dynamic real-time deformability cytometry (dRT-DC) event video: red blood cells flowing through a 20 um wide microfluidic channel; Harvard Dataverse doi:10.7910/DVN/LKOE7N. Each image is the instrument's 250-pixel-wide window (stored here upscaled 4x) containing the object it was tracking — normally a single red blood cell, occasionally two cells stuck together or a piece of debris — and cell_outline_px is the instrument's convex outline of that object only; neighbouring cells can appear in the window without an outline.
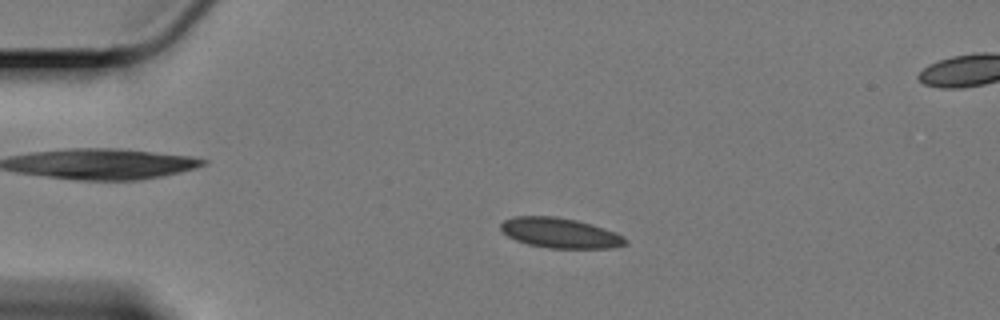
{"species": "Egyptian fruit bat (a non-hibernating species)", "species_latin": "Rousettus aegyptiacus", "temperature_condition": "cold", "stored_images_in_passage": 55, "camera_frame_rate_fps": 3000, "um_per_image_px": 0.085, "animal": {"sex": "female"}, "frame": {"image": 1, "passage_image": 13, "time_ms": 4.0, "image_size_px": [1000, 320], "cell_outline_px": [[628, 244], [608, 248], [548, 248], [528, 244], [516, 240], [508, 236], [500, 228], [500, 224], [504, 220], [516, 216], [556, 216], [576, 220], [592, 224], [616, 232], [628, 240]], "centroid_in_image_um": [47.62, 19.8], "position_along_channel_um": 37.4, "area_um2": 21.85}}
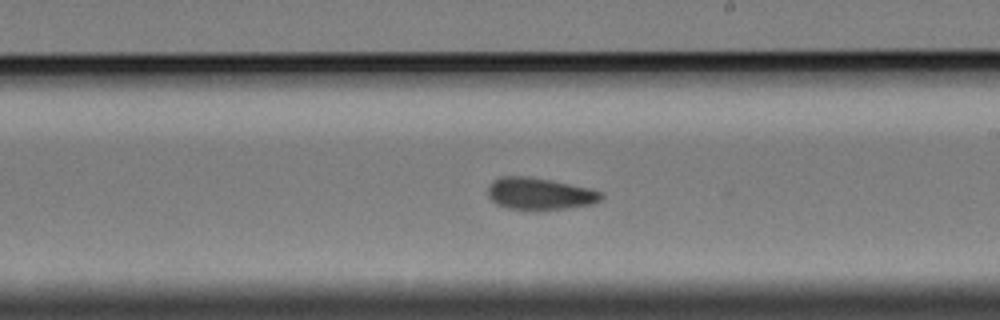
{"frame": {"image": 2, "passage_image": 35, "time_ms": 11.333, "image_size_px": [1000, 320], "cell_outline_px": [[604, 196], [600, 200], [592, 204], [568, 208], [540, 212], [532, 212], [508, 208], [496, 204], [488, 196], [488, 184], [492, 180], [500, 176], [528, 176], [552, 180], [588, 188], [600, 192]], "centroid_in_image_um": [45.82, 16.49], "position_along_channel_um": 243.2, "area_um2": 21.73}}
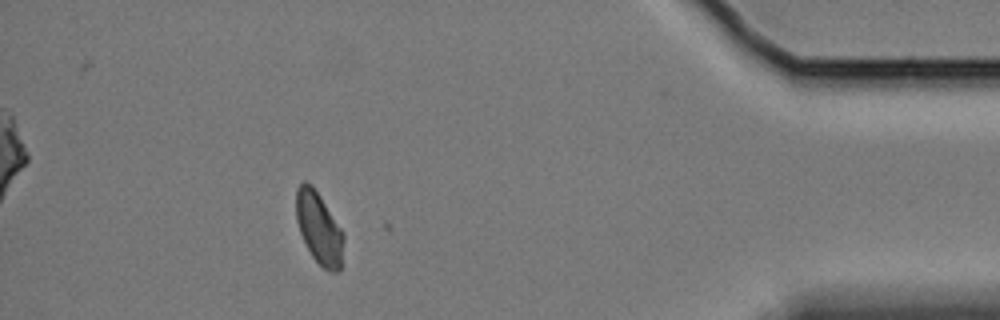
{"frame": {"image": 3, "passage_image": 54, "time_ms": 17.667, "image_size_px": [1000, 320], "cell_outline_px": [[344, 240], [340, 268], [336, 272], [328, 272], [312, 256], [300, 232], [296, 220], [296, 188], [304, 180], [312, 184], [344, 232]], "centroid_in_image_um": [27.11, 19.36], "position_along_channel_um": 408.1, "area_um2": 19.83}, "authors_computed_cell_mechanics": {"area_um2": 20.8658, "velocity_mm_per_s": 3.3205, "shape_relaxation_time_tau1_ms": null, "shape_relaxation_time_tau2_ms": 2.9167, "deformation_change_tau1": null, "deformation_change_tau2": 0.0756}}